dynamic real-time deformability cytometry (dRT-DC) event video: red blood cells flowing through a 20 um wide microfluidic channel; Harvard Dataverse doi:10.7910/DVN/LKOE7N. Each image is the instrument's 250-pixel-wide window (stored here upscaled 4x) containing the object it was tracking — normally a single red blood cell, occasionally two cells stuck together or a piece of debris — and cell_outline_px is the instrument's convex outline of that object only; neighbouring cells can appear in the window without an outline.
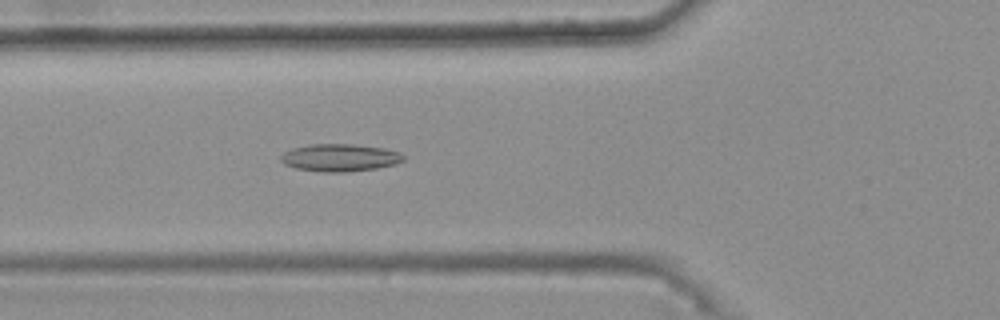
{"species": "common noctule bat (a hibernating species)", "species_latin": "Nyctalus noctula", "temperature_condition": "warm", "stored_images_in_passage": 38, "camera_frame_rate_fps": 3000, "um_per_image_px": 0.085, "animal": {"sex": "female", "body_mass_g": 25.1}, "frame": {"image": 1, "passage_image": 10, "time_ms": 3.0, "image_size_px": [1000, 320], "cell_outline_px": [[404, 160], [396, 164], [376, 168], [348, 172], [320, 172], [296, 168], [284, 164], [280, 160], [280, 156], [284, 152], [292, 148], [312, 144], [352, 144], [384, 148], [400, 152], [404, 156]], "centroid_in_image_um": [28.88, 13.4], "position_along_channel_um": 96.9, "area_um2": 19.71}}
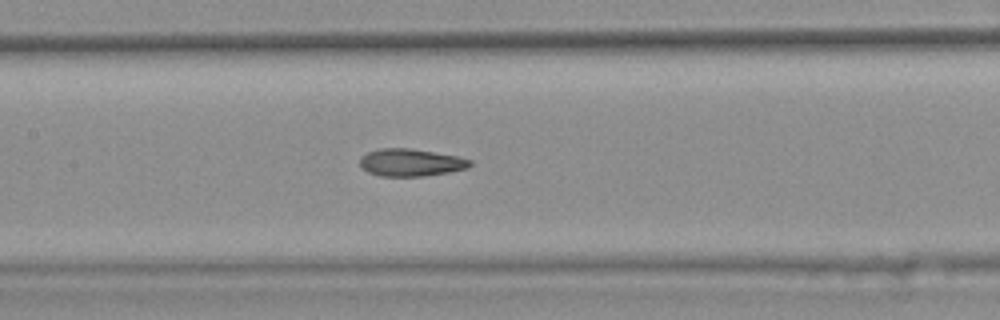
{"frame": {"image": 2, "passage_image": 16, "time_ms": 5.0, "image_size_px": [1000, 320], "cell_outline_px": [[472, 164], [468, 168], [448, 172], [424, 176], [380, 176], [368, 172], [360, 164], [360, 156], [376, 148], [412, 148], [460, 156], [472, 160]], "centroid_in_image_um": [34.94, 13.8], "position_along_channel_um": 172.5, "area_um2": 17.8}}
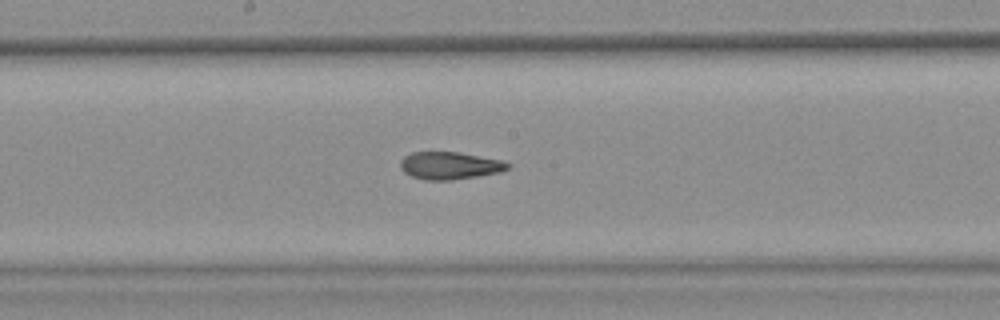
{"frame": {"image": 3, "passage_image": 19, "time_ms": 6.0, "image_size_px": [1000, 320], "cell_outline_px": [[512, 164], [508, 168], [500, 172], [452, 180], [424, 180], [412, 176], [404, 172], [400, 168], [400, 160], [404, 156], [412, 152], [460, 152], [500, 160]], "centroid_in_image_um": [38.2, 14.07], "position_along_channel_um": 210.0, "area_um2": 17.17}, "authors_computed_cell_mechanics": {"area_um2": 17.7735, "velocity_mm_per_s": 3.7627, "shape_relaxation_time_tau1_ms": 10.7281, "shape_relaxation_time_tau2_ms": 2.6111, "deformation_change_tau1": 0.2564, "deformation_change_tau2": 0.1145}}